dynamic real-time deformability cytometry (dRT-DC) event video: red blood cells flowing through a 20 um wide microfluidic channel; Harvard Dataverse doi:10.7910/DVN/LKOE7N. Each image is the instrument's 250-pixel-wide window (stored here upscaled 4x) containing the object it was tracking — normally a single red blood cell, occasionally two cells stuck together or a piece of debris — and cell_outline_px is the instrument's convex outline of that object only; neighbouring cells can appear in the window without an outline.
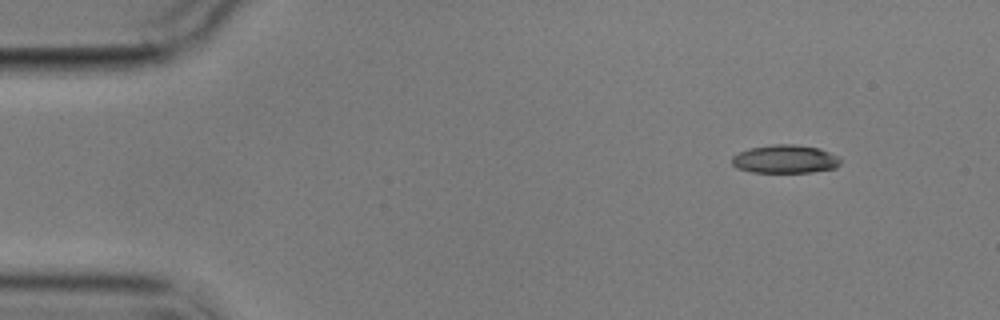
{"species": "common noctule bat (a hibernating species)", "species_latin": "Nyctalus noctula", "temperature_condition": "cold", "stored_images_in_passage": 5, "segment_of_instrument_passage": [1, 2], "camera_frame_rate_fps": 3000, "um_per_image_px": 0.085, "animal": {"sex": "male", "body_mass_g": 17.9}, "frame": {"image": 1, "passage_image": 2, "time_ms": 1.333, "image_size_px": [1000, 320], "cell_outline_px": [[840, 164], [836, 168], [812, 172], [752, 172], [736, 168], [732, 164], [732, 156], [748, 148], [772, 144], [796, 144], [820, 148], [836, 156], [840, 160]], "centroid_in_image_um": [66.71, 13.52], "position_along_channel_um": 18.3, "area_um2": 17.98}}